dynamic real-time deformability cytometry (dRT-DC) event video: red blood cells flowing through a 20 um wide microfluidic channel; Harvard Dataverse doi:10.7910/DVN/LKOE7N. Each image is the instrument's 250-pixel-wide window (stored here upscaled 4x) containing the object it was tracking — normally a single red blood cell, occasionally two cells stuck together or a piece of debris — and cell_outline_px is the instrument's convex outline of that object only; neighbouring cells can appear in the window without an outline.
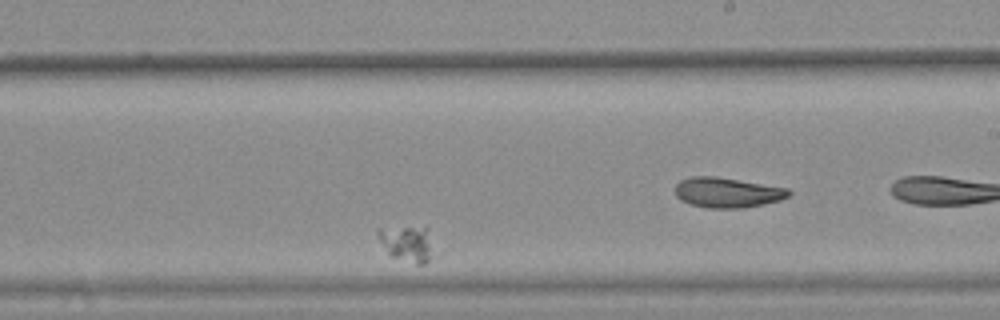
{"species": "common noctule bat (a hibernating species)", "species_latin": "Nyctalus noctula", "temperature_condition": "warm", "stored_images_in_passage": 32, "camera_frame_rate_fps": 3000, "um_per_image_px": 0.085, "animal": {"sex": "female", "body_mass_g": 25.1}, "frame": {"image": 1, "passage_image": 20, "time_ms": 6.333, "image_size_px": [1000, 320], "cell_outline_px": [[444, 252], [440, 256], [424, 264], [416, 264], [392, 256], [388, 252], [380, 240], [376, 232], [376, 228], [428, 228]], "centroid_in_image_um": [34.89, 20.75], "position_along_channel_um": 254.1, "area_um2": 12.72}}